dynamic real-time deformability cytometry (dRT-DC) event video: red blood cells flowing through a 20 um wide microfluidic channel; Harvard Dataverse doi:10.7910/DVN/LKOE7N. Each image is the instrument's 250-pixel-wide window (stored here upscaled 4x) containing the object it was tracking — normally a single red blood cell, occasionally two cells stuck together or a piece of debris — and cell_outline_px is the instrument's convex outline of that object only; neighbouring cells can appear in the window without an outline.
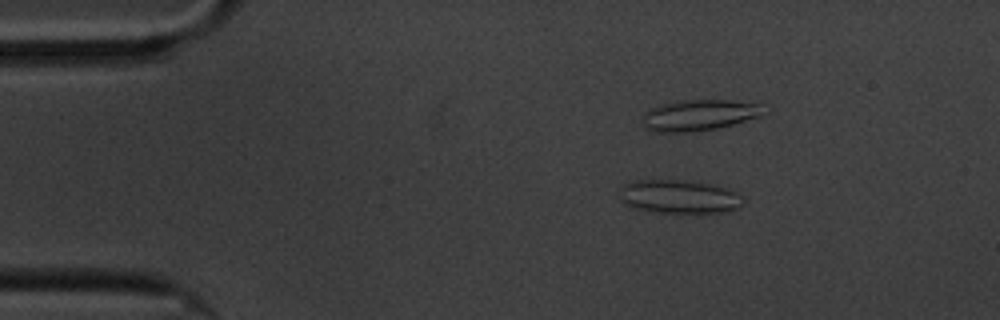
{"species": "common noctule bat (a hibernating species)", "species_latin": "Nyctalus noctula", "temperature_condition": "cold", "stored_images_in_passage": 13, "camera_frame_rate_fps": 3000, "um_per_image_px": 0.085, "animal": {"sex": "male", "body_mass_g": 20.1, "forearm_length_mm": 53.5}, "frame": {"image": 1, "passage_image": 6, "time_ms": 1.667, "image_size_px": [1000, 320], "cell_outline_px": [[744, 204], [740, 208], [724, 212], [656, 212], [632, 208], [624, 204], [620, 200], [620, 188], [624, 184], [636, 180], [680, 180], [708, 184], [724, 188], [736, 192], [744, 200]], "centroid_in_image_um": [57.69, 16.72], "position_along_channel_um": 27.3, "area_um2": 24.04}}